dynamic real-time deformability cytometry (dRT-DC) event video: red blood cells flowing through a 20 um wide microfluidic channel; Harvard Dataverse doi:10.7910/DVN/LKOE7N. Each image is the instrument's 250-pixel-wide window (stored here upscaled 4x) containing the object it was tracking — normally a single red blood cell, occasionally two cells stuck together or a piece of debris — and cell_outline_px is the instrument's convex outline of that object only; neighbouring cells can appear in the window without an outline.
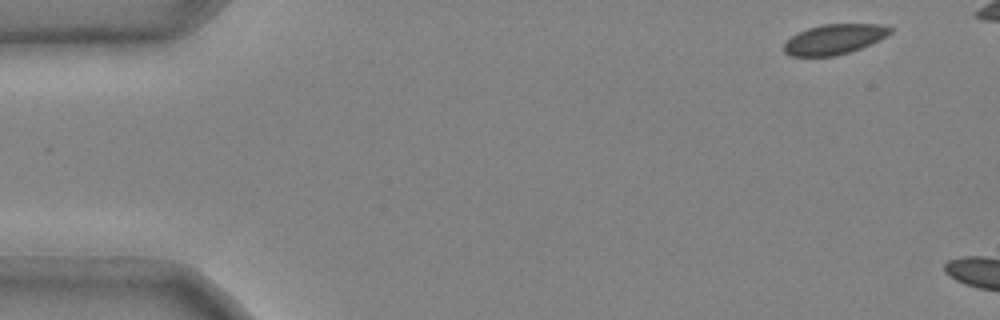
{"species": "common noctule bat (a hibernating species)", "species_latin": "Nyctalus noctula", "temperature_condition": "cold", "stored_images_in_passage": 2, "camera_frame_rate_fps": 3000, "um_per_image_px": 0.085, "animal": {"sex": "male", "body_mass_g": 20.4}, "frame": {"image": 1, "passage_image": 1, "time_ms": 0.0, "image_size_px": [1000, 320], "cell_outline_px": [[892, 32], [880, 40], [860, 48], [836, 56], [792, 56], [784, 52], [784, 44], [792, 36], [808, 28], [824, 24], [880, 24], [892, 28]], "centroid_in_image_um": [70.93, 3.33], "position_along_channel_um": 14.1, "area_um2": 18.44}}